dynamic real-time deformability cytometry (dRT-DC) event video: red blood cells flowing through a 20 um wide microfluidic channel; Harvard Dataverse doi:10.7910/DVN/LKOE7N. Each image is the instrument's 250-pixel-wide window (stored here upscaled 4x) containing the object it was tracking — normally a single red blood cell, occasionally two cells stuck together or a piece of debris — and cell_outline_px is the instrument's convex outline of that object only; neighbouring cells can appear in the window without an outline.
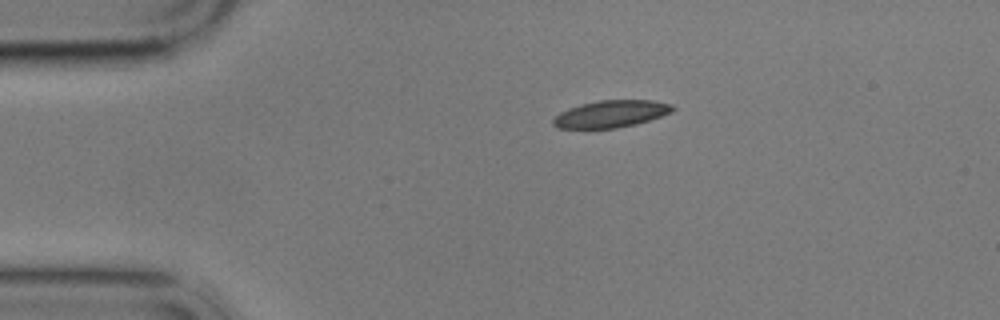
{"species": "common noctule bat (a hibernating species)", "species_latin": "Nyctalus noctula", "temperature_condition": "cold", "stored_images_in_passage": 2, "camera_frame_rate_fps": 3000, "um_per_image_px": 0.085, "animal": {"sex": "male", "body_mass_g": 17.9}, "frame": {"image": 1, "passage_image": 1, "time_ms": 0.0, "image_size_px": [1000, 320], "cell_outline_px": [[676, 108], [672, 112], [636, 124], [616, 128], [556, 128], [552, 124], [552, 120], [560, 112], [568, 108], [580, 104], [600, 100], [652, 100], [672, 104]], "centroid_in_image_um": [51.92, 9.67], "position_along_channel_um": 33.1, "area_um2": 18.84}}